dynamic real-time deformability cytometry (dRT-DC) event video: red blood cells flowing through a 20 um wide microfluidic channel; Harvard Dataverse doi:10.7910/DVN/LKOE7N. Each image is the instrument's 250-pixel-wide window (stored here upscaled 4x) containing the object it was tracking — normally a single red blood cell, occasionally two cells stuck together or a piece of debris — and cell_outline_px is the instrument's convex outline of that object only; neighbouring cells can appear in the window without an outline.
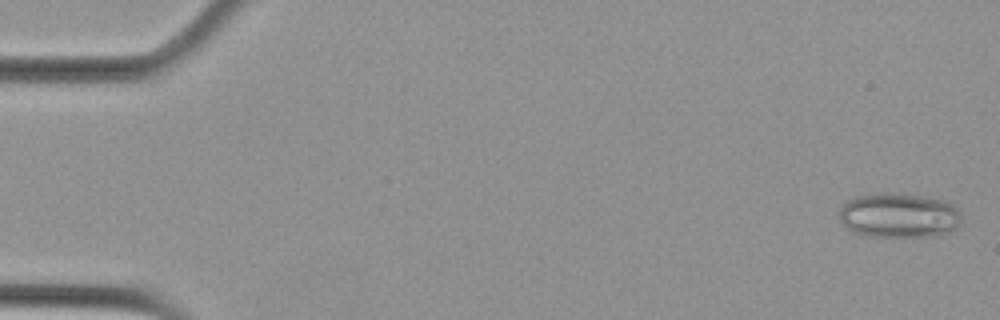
{"species": "Egyptian fruit bat (a non-hibernating species)", "species_latin": "Rousettus aegyptiacus", "temperature_condition": "cold", "stored_images_in_passage": 57, "camera_frame_rate_fps": 3000, "um_per_image_px": 0.085, "animal": {"sex": "female"}, "frame": {"image": 1, "passage_image": 2, "time_ms": 0.333, "image_size_px": [1000, 320], "cell_outline_px": [[960, 224], [956, 228], [940, 236], [872, 236], [856, 232], [848, 228], [840, 220], [840, 208], [848, 200], [856, 196], [880, 192], [892, 192], [924, 196], [944, 200], [952, 204], [960, 212]], "centroid_in_image_um": [76.44, 18.29], "position_along_channel_um": 8.6, "area_um2": 31.91}}
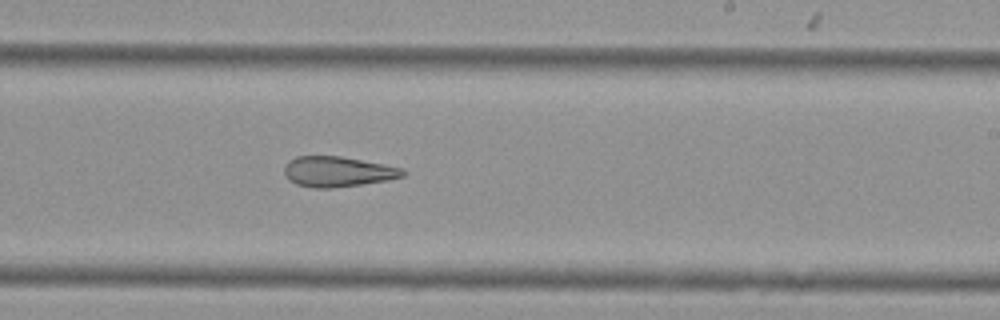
{"frame": {"image": 2, "passage_image": 35, "time_ms": 11.333, "image_size_px": [1000, 320], "cell_outline_px": [[404, 176], [388, 180], [332, 188], [312, 188], [296, 184], [288, 180], [284, 176], [284, 168], [288, 160], [296, 156], [340, 156], [384, 164], [404, 168]], "centroid_in_image_um": [28.66, 14.59], "position_along_channel_um": 260.3, "area_um2": 21.04}}
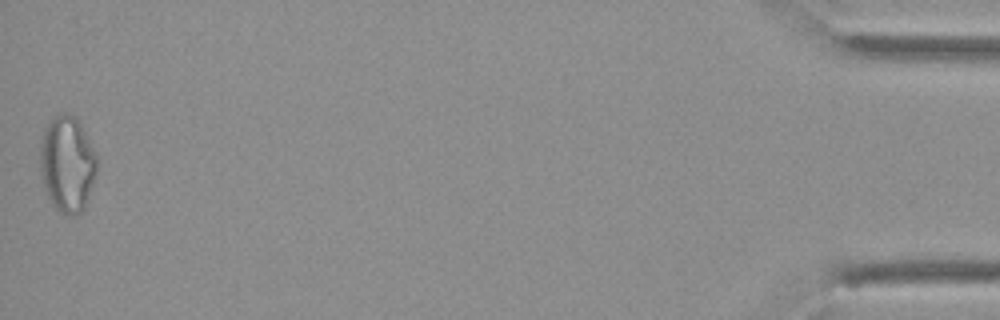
{"frame": {"image": 3, "passage_image": 57, "time_ms": 18.667, "image_size_px": [1000, 320], "cell_outline_px": [[96, 176], [84, 208], [76, 216], [68, 216], [60, 212], [52, 204], [44, 188], [40, 172], [40, 144], [44, 128], [60, 112], [68, 112], [76, 116], [96, 152]], "centroid_in_image_um": [5.71, 13.93], "position_along_channel_um": 429.5, "area_um2": 32.08}, "authors_computed_cell_mechanics": {"area_um2": 26.1834, "velocity_mm_per_s": 3.5946, "shape_relaxation_time_tau1_ms": null, "shape_relaxation_time_tau2_ms": 6.0479, "deformation_change_tau1": null, "deformation_change_tau2": 0.1777}}